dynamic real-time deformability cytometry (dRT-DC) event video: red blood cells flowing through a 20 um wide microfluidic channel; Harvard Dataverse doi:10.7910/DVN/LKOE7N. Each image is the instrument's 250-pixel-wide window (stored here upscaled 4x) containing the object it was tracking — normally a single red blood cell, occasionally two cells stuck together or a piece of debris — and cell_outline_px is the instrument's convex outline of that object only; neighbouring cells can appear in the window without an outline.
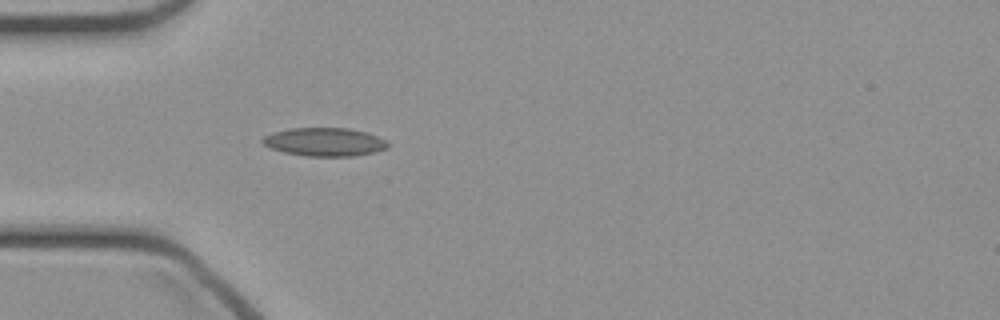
{"species": "common noctule bat (a hibernating species)", "species_latin": "Nyctalus noctula", "temperature_condition": "cold", "stored_images_in_passage": 34, "camera_frame_rate_fps": 3000, "um_per_image_px": 0.085, "animal": {"sex": "female", "body_mass_g": 21.9}, "frame": {"image": 1, "passage_image": 1, "time_ms": 0.0, "image_size_px": [1000, 320], "cell_outline_px": [[388, 148], [376, 152], [352, 156], [304, 156], [284, 152], [272, 148], [264, 144], [260, 140], [264, 136], [272, 132], [288, 128], [348, 128], [364, 132], [388, 140]], "centroid_in_image_um": [27.59, 12.06], "position_along_channel_um": 57.4, "area_um2": 20.75}}
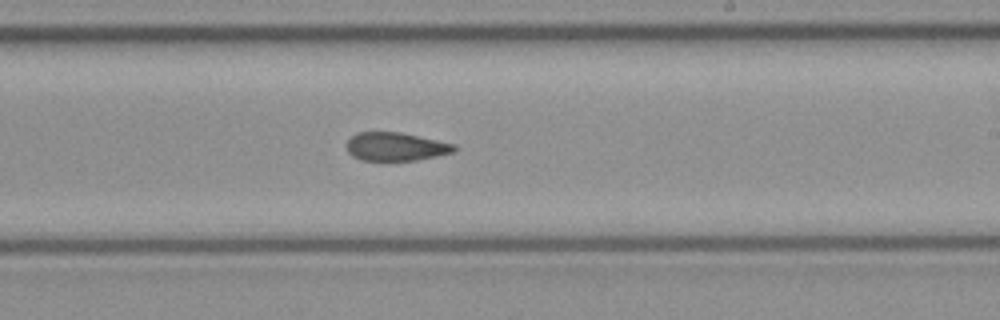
{"frame": {"image": 2, "passage_image": 15, "time_ms": 4.667, "image_size_px": [1000, 320], "cell_outline_px": [[456, 152], [416, 160], [360, 160], [352, 156], [348, 152], [348, 140], [356, 132], [400, 132], [456, 144]], "centroid_in_image_um": [33.66, 12.46], "position_along_channel_um": 255.3, "area_um2": 17.74}}
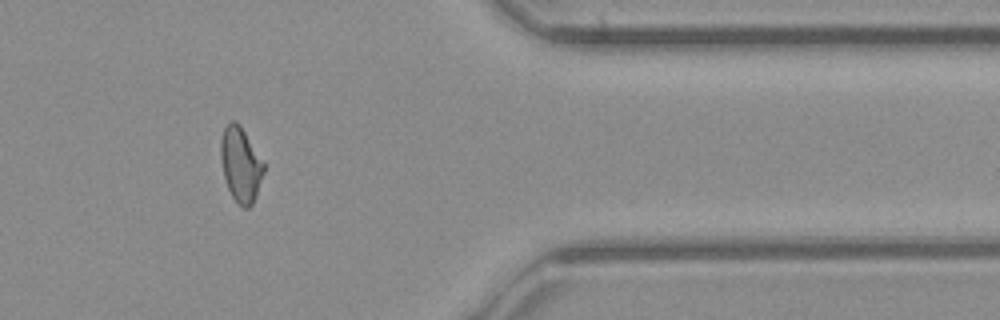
{"frame": {"image": 3, "passage_image": 26, "time_ms": 8.333, "image_size_px": [1000, 320], "cell_outline_px": [[264, 172], [256, 196], [252, 204], [248, 208], [244, 208], [232, 196], [228, 188], [224, 176], [220, 156], [220, 140], [224, 128], [228, 120], [236, 120], [240, 124], [264, 164]], "centroid_in_image_um": [20.44, 13.94], "position_along_channel_um": 391.0, "area_um2": 18.61}}